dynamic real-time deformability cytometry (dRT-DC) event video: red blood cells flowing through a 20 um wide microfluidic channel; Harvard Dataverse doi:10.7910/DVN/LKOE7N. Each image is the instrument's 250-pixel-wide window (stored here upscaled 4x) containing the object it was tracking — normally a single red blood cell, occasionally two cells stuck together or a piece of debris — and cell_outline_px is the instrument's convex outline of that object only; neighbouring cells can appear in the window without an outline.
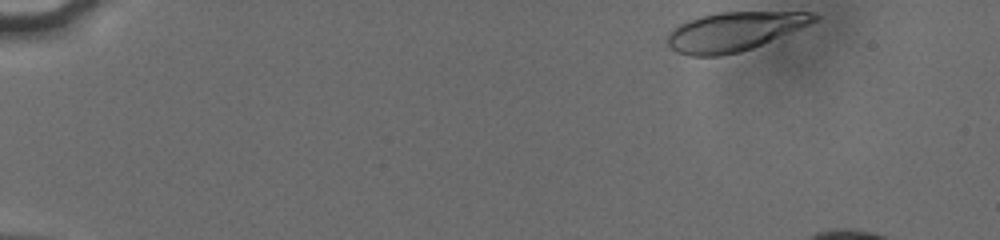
{"species": "human", "species_latin": "Homo sapiens", "temperature_condition": "cold", "stored_images_in_passage": 17, "camera_frame_rate_fps": 3000, "um_per_image_px": 0.085, "donor": {"sex": "male"}, "frame": {"image": 1, "passage_image": 1, "time_ms": 0.0, "image_size_px": [1000, 240], "cell_outline_px": [[820, 16], [816, 20], [808, 24], [752, 48], [740, 52], [720, 56], [688, 56], [676, 52], [668, 44], [668, 32], [672, 28], [688, 20], [700, 16], [716, 12], [812, 12]], "centroid_in_image_um": [62.34, 2.68], "position_along_channel_um": 22.7, "area_um2": 32.95}}
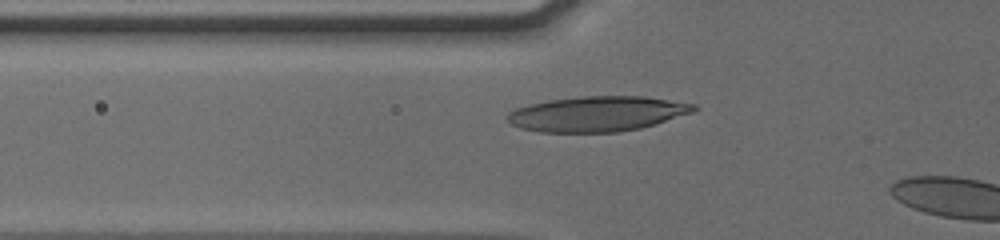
{"frame": {"image": 2, "passage_image": 15, "time_ms": 4.667, "image_size_px": [1000, 240], "cell_outline_px": [[700, 108], [692, 112], [640, 128], [616, 132], [540, 132], [520, 128], [512, 124], [504, 116], [508, 112], [516, 108], [528, 104], [548, 100], [580, 96], [644, 96], [696, 104]], "centroid_in_image_um": [50.72, 9.67], "position_along_channel_um": 75.1, "area_um2": 38.21}}